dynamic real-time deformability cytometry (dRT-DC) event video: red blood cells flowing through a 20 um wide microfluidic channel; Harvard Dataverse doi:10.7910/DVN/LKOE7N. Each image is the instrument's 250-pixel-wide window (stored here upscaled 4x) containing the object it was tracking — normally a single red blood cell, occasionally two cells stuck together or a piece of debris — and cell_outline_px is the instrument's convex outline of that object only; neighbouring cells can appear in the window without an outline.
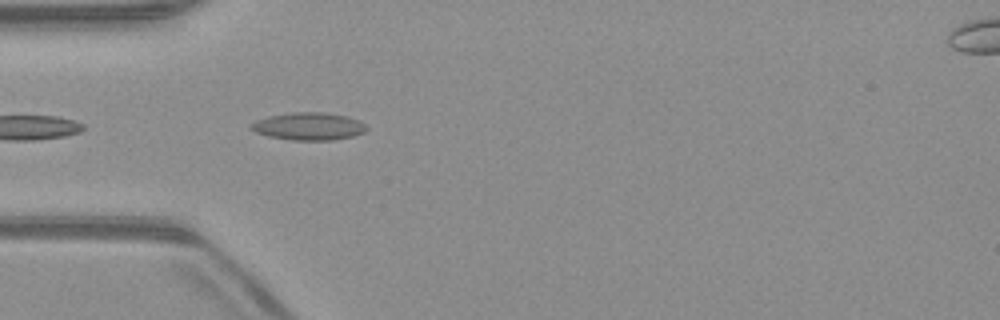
{"species": "common noctule bat (a hibernating species)", "species_latin": "Nyctalus noctula", "temperature_condition": "warm", "stored_images_in_passage": 24, "camera_frame_rate_fps": 3000, "um_per_image_px": 0.085, "animal": {"sex": "male", "body_mass_g": 23.1, "forearm_length_mm": 52.7}, "frame": {"image": 1, "passage_image": 2, "time_ms": 0.333, "image_size_px": [1000, 320], "cell_outline_px": [[368, 128], [364, 132], [352, 136], [332, 140], [292, 140], [268, 136], [256, 132], [248, 128], [256, 120], [268, 116], [292, 112], [324, 112], [348, 116], [360, 120]], "centroid_in_image_um": [26.24, 10.73], "position_along_channel_um": 58.8, "area_um2": 18.61}}
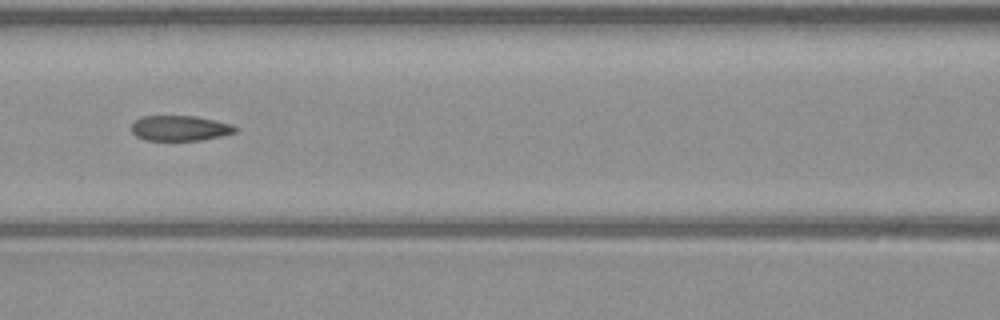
{"frame": {"image": 2, "passage_image": 9, "time_ms": 2.667, "image_size_px": [1000, 320], "cell_outline_px": [[240, 128], [236, 132], [220, 136], [200, 140], [144, 140], [136, 136], [132, 132], [132, 124], [140, 116], [196, 116], [216, 120], [232, 124]], "centroid_in_image_um": [15.32, 10.89], "position_along_channel_um": 151.3, "area_um2": 15.37}}
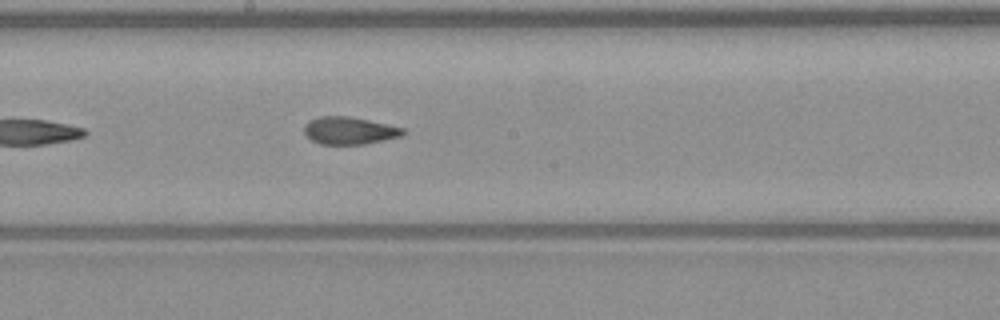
{"frame": {"image": 3, "passage_image": 14, "time_ms": 4.333, "image_size_px": [1000, 320], "cell_outline_px": [[408, 132], [404, 136], [364, 144], [320, 144], [312, 140], [304, 132], [304, 124], [308, 120], [320, 116], [348, 116], [368, 120], [404, 128]], "centroid_in_image_um": [29.72, 11.1], "position_along_channel_um": 218.5, "area_um2": 15.9}}